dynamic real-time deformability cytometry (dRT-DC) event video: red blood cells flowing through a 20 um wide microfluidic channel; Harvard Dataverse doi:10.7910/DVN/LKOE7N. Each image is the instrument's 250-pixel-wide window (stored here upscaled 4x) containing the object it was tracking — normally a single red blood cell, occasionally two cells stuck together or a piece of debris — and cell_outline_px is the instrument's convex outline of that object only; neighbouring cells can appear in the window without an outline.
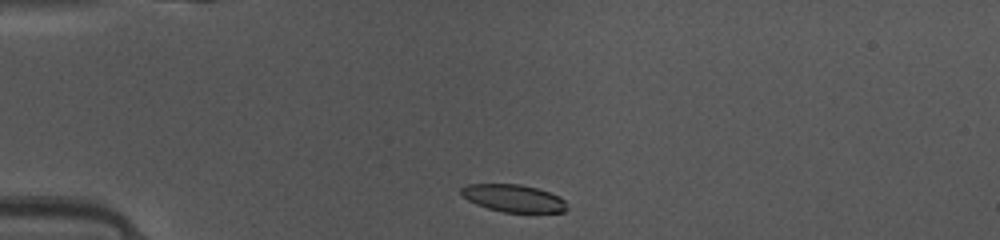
{"species": "common noctule bat (a hibernating species)", "species_latin": "Nyctalus noctula", "temperature_condition": "warm", "stored_images_in_passage": 37, "camera_frame_rate_fps": 3000, "um_per_image_px": 0.085, "animal": {"sex": "female", "body_mass_g": 10.0, "forearm_length_mm": 53.1}, "frame": {"image": 1, "passage_image": 1, "time_ms": 0.0, "image_size_px": [1000, 240], "cell_outline_px": [[568, 208], [564, 212], [504, 212], [488, 208], [476, 204], [468, 200], [460, 192], [460, 188], [468, 184], [520, 184], [536, 188], [560, 196], [564, 200]], "centroid_in_image_um": [43.65, 16.84], "position_along_channel_um": 41.3, "area_um2": 16.82}}
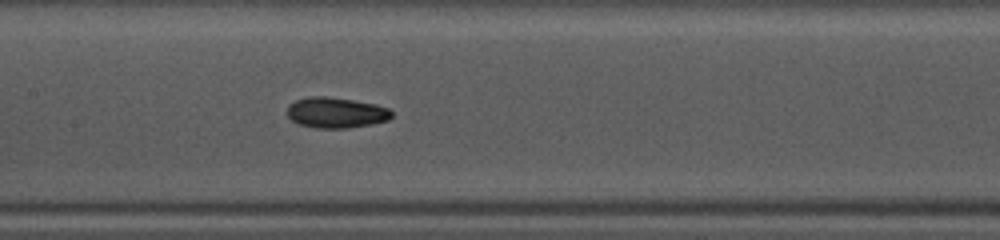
{"frame": {"image": 2, "passage_image": 13, "time_ms": 4.0, "image_size_px": [1000, 240], "cell_outline_px": [[392, 116], [388, 120], [348, 128], [316, 128], [300, 124], [292, 120], [288, 116], [288, 104], [296, 100], [308, 96], [328, 96], [376, 104], [388, 108], [392, 112]], "centroid_in_image_um": [28.54, 9.56], "position_along_channel_um": 178.9, "area_um2": 18.55}}
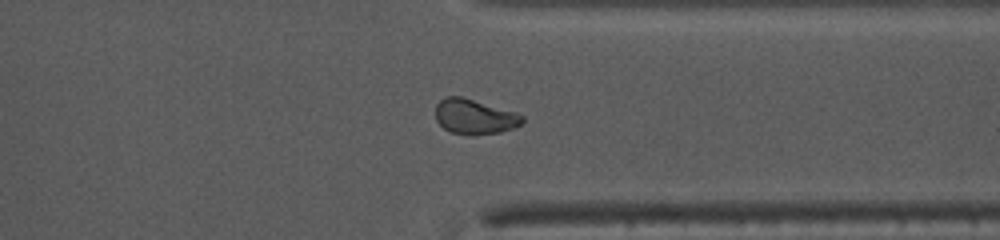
{"frame": {"image": 3, "passage_image": 27, "time_ms": 8.667, "image_size_px": [1000, 240], "cell_outline_px": [[524, 120], [516, 128], [500, 132], [472, 136], [452, 132], [444, 128], [436, 120], [436, 104], [444, 96], [464, 96], [516, 112], [524, 116]], "centroid_in_image_um": [40.35, 9.91], "position_along_channel_um": 371.0, "area_um2": 18.03}, "authors_computed_cell_mechanics": {"area_um2": 18.207, "velocity_mm_per_s": 4.131, "shape_relaxation_time_tau1_ms": 4.1291, "shape_relaxation_time_tau2_ms": 2.6797, "deformation_change_tau1": 0.154, "deformation_change_tau2": 0.0688}}